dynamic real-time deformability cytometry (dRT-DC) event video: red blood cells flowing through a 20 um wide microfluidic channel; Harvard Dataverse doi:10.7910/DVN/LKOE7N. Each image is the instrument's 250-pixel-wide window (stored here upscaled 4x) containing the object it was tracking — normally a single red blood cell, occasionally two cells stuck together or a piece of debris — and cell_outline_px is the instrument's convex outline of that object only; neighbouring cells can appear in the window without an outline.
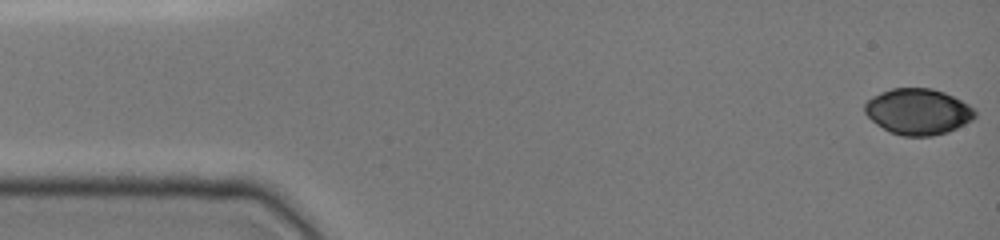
{"species": "common noctule bat (a hibernating species)", "species_latin": "Nyctalus noctula", "temperature_condition": "cold", "stored_images_in_passage": 16, "camera_frame_rate_fps": 3000, "um_per_image_px": 0.085, "animal": {"sex": "female", "body_mass_g": 19.0, "forearm_length_mm": 51.5}, "frame": {"image": 1, "passage_image": 1, "time_ms": 0.0, "image_size_px": [1000, 240], "cell_outline_px": [[976, 116], [972, 120], [948, 132], [932, 136], [904, 136], [888, 132], [876, 124], [864, 112], [864, 104], [872, 96], [880, 92], [892, 88], [932, 88], [944, 92], [968, 104], [976, 112]], "centroid_in_image_um": [78.01, 9.49], "position_along_channel_um": 7.0, "area_um2": 29.59}}
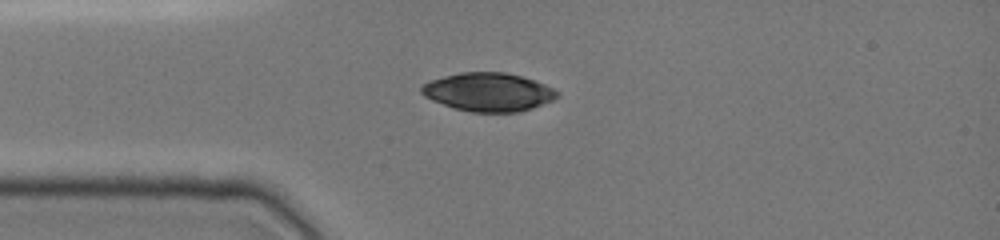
{"frame": {"image": 2, "passage_image": 12, "time_ms": 3.667, "image_size_px": [1000, 240], "cell_outline_px": [[560, 96], [552, 100], [532, 108], [520, 112], [472, 112], [456, 108], [432, 100], [424, 96], [420, 92], [420, 88], [424, 84], [432, 80], [444, 76], [460, 72], [504, 72], [536, 80], [560, 92]], "centroid_in_image_um": [41.54, 7.82], "position_along_channel_um": 43.5, "area_um2": 30.29}}